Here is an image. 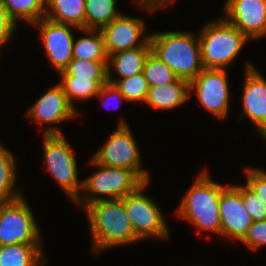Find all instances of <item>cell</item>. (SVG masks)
<instances>
[{"instance_id": "6da1fadb", "label": "cell", "mask_w": 266, "mask_h": 266, "mask_svg": "<svg viewBox=\"0 0 266 266\" xmlns=\"http://www.w3.org/2000/svg\"><path fill=\"white\" fill-rule=\"evenodd\" d=\"M93 239L92 252L140 241L133 230L122 199L98 200L83 209Z\"/></svg>"}, {"instance_id": "7a4b0ae2", "label": "cell", "mask_w": 266, "mask_h": 266, "mask_svg": "<svg viewBox=\"0 0 266 266\" xmlns=\"http://www.w3.org/2000/svg\"><path fill=\"white\" fill-rule=\"evenodd\" d=\"M226 186L214 182L208 171L201 172L182 198L177 216L190 222L198 232H213L221 236L219 201Z\"/></svg>"}, {"instance_id": "3957f363", "label": "cell", "mask_w": 266, "mask_h": 266, "mask_svg": "<svg viewBox=\"0 0 266 266\" xmlns=\"http://www.w3.org/2000/svg\"><path fill=\"white\" fill-rule=\"evenodd\" d=\"M151 52L170 67L179 79L194 80L204 68L199 36L190 32L167 31L150 34Z\"/></svg>"}, {"instance_id": "277c9868", "label": "cell", "mask_w": 266, "mask_h": 266, "mask_svg": "<svg viewBox=\"0 0 266 266\" xmlns=\"http://www.w3.org/2000/svg\"><path fill=\"white\" fill-rule=\"evenodd\" d=\"M201 61L206 69H224L230 66L250 41L240 30L224 18L210 21L199 32Z\"/></svg>"}, {"instance_id": "5b68a950", "label": "cell", "mask_w": 266, "mask_h": 266, "mask_svg": "<svg viewBox=\"0 0 266 266\" xmlns=\"http://www.w3.org/2000/svg\"><path fill=\"white\" fill-rule=\"evenodd\" d=\"M89 163L98 169L82 180V193L74 201L82 208L98 200L122 199L145 183L133 170L102 166L92 158Z\"/></svg>"}, {"instance_id": "8992f818", "label": "cell", "mask_w": 266, "mask_h": 266, "mask_svg": "<svg viewBox=\"0 0 266 266\" xmlns=\"http://www.w3.org/2000/svg\"><path fill=\"white\" fill-rule=\"evenodd\" d=\"M43 139L46 171L74 202L82 189V181H78L79 174L74 151L61 129L57 127H47L43 132Z\"/></svg>"}, {"instance_id": "52a82bcc", "label": "cell", "mask_w": 266, "mask_h": 266, "mask_svg": "<svg viewBox=\"0 0 266 266\" xmlns=\"http://www.w3.org/2000/svg\"><path fill=\"white\" fill-rule=\"evenodd\" d=\"M129 128L128 123L121 120L92 159L102 166L133 170L144 182H149L150 175L142 169L140 151Z\"/></svg>"}, {"instance_id": "ba28073f", "label": "cell", "mask_w": 266, "mask_h": 266, "mask_svg": "<svg viewBox=\"0 0 266 266\" xmlns=\"http://www.w3.org/2000/svg\"><path fill=\"white\" fill-rule=\"evenodd\" d=\"M40 228L25 199L0 202V246L42 245Z\"/></svg>"}, {"instance_id": "9c48e42d", "label": "cell", "mask_w": 266, "mask_h": 266, "mask_svg": "<svg viewBox=\"0 0 266 266\" xmlns=\"http://www.w3.org/2000/svg\"><path fill=\"white\" fill-rule=\"evenodd\" d=\"M148 184L149 182H145L122 200L134 233L139 240L147 238L166 240L169 238L170 231L162 210L155 201L143 194V189Z\"/></svg>"}, {"instance_id": "30bf717a", "label": "cell", "mask_w": 266, "mask_h": 266, "mask_svg": "<svg viewBox=\"0 0 266 266\" xmlns=\"http://www.w3.org/2000/svg\"><path fill=\"white\" fill-rule=\"evenodd\" d=\"M227 69H206L189 83V90H195L201 106L219 119H225L229 112V85Z\"/></svg>"}, {"instance_id": "8fae6325", "label": "cell", "mask_w": 266, "mask_h": 266, "mask_svg": "<svg viewBox=\"0 0 266 266\" xmlns=\"http://www.w3.org/2000/svg\"><path fill=\"white\" fill-rule=\"evenodd\" d=\"M33 26L39 27L45 54L48 56L51 65L60 73L73 59L72 48L75 36L71 32V28L77 27L57 23L46 17L35 22Z\"/></svg>"}, {"instance_id": "7c38bea8", "label": "cell", "mask_w": 266, "mask_h": 266, "mask_svg": "<svg viewBox=\"0 0 266 266\" xmlns=\"http://www.w3.org/2000/svg\"><path fill=\"white\" fill-rule=\"evenodd\" d=\"M221 236L241 240L253 223L243 203V186L228 185L220 194Z\"/></svg>"}, {"instance_id": "4fadbf2b", "label": "cell", "mask_w": 266, "mask_h": 266, "mask_svg": "<svg viewBox=\"0 0 266 266\" xmlns=\"http://www.w3.org/2000/svg\"><path fill=\"white\" fill-rule=\"evenodd\" d=\"M225 17L249 40L266 35V0H226Z\"/></svg>"}, {"instance_id": "5bb4252c", "label": "cell", "mask_w": 266, "mask_h": 266, "mask_svg": "<svg viewBox=\"0 0 266 266\" xmlns=\"http://www.w3.org/2000/svg\"><path fill=\"white\" fill-rule=\"evenodd\" d=\"M145 28L143 20L124 14L104 26L101 32L108 56L118 51L144 46L150 38V34L141 38Z\"/></svg>"}, {"instance_id": "9a60e30c", "label": "cell", "mask_w": 266, "mask_h": 266, "mask_svg": "<svg viewBox=\"0 0 266 266\" xmlns=\"http://www.w3.org/2000/svg\"><path fill=\"white\" fill-rule=\"evenodd\" d=\"M242 107L244 115L254 123L258 133L266 130V80L251 63H245Z\"/></svg>"}, {"instance_id": "2e32d148", "label": "cell", "mask_w": 266, "mask_h": 266, "mask_svg": "<svg viewBox=\"0 0 266 266\" xmlns=\"http://www.w3.org/2000/svg\"><path fill=\"white\" fill-rule=\"evenodd\" d=\"M27 115L40 124H59L77 116V109L68 101L61 84L50 88L29 108Z\"/></svg>"}, {"instance_id": "e0dca14e", "label": "cell", "mask_w": 266, "mask_h": 266, "mask_svg": "<svg viewBox=\"0 0 266 266\" xmlns=\"http://www.w3.org/2000/svg\"><path fill=\"white\" fill-rule=\"evenodd\" d=\"M151 52L150 42L144 46L131 50H122L108 56L107 81L114 84L118 79L129 78L142 73L144 63ZM118 74L119 78L113 79L112 70Z\"/></svg>"}, {"instance_id": "ac0fdd59", "label": "cell", "mask_w": 266, "mask_h": 266, "mask_svg": "<svg viewBox=\"0 0 266 266\" xmlns=\"http://www.w3.org/2000/svg\"><path fill=\"white\" fill-rule=\"evenodd\" d=\"M190 92L189 82L178 78L172 83L149 87L145 103L156 110H169L187 102Z\"/></svg>"}, {"instance_id": "d6986e66", "label": "cell", "mask_w": 266, "mask_h": 266, "mask_svg": "<svg viewBox=\"0 0 266 266\" xmlns=\"http://www.w3.org/2000/svg\"><path fill=\"white\" fill-rule=\"evenodd\" d=\"M46 8L47 19L85 29V0H46Z\"/></svg>"}, {"instance_id": "ffe728a7", "label": "cell", "mask_w": 266, "mask_h": 266, "mask_svg": "<svg viewBox=\"0 0 266 266\" xmlns=\"http://www.w3.org/2000/svg\"><path fill=\"white\" fill-rule=\"evenodd\" d=\"M45 261L42 245L0 246V266H44Z\"/></svg>"}, {"instance_id": "44dd1931", "label": "cell", "mask_w": 266, "mask_h": 266, "mask_svg": "<svg viewBox=\"0 0 266 266\" xmlns=\"http://www.w3.org/2000/svg\"><path fill=\"white\" fill-rule=\"evenodd\" d=\"M87 35L74 39L72 48L73 59H86L92 61H108L105 41L99 29H79ZM90 36H89V35Z\"/></svg>"}, {"instance_id": "7402d4cb", "label": "cell", "mask_w": 266, "mask_h": 266, "mask_svg": "<svg viewBox=\"0 0 266 266\" xmlns=\"http://www.w3.org/2000/svg\"><path fill=\"white\" fill-rule=\"evenodd\" d=\"M16 161L12 152L0 143V202H11L22 198L19 190H15Z\"/></svg>"}, {"instance_id": "603a6c76", "label": "cell", "mask_w": 266, "mask_h": 266, "mask_svg": "<svg viewBox=\"0 0 266 266\" xmlns=\"http://www.w3.org/2000/svg\"><path fill=\"white\" fill-rule=\"evenodd\" d=\"M117 0H85V29H99L111 23L122 12L116 8Z\"/></svg>"}, {"instance_id": "cb8c5ba5", "label": "cell", "mask_w": 266, "mask_h": 266, "mask_svg": "<svg viewBox=\"0 0 266 266\" xmlns=\"http://www.w3.org/2000/svg\"><path fill=\"white\" fill-rule=\"evenodd\" d=\"M61 86L69 103L75 108L76 99L87 100L99 94L100 88L106 84L107 79L78 78L77 76H61Z\"/></svg>"}, {"instance_id": "d4e9b609", "label": "cell", "mask_w": 266, "mask_h": 266, "mask_svg": "<svg viewBox=\"0 0 266 266\" xmlns=\"http://www.w3.org/2000/svg\"><path fill=\"white\" fill-rule=\"evenodd\" d=\"M2 6L17 23L19 19L33 25L45 17L46 0H0Z\"/></svg>"}, {"instance_id": "484cf974", "label": "cell", "mask_w": 266, "mask_h": 266, "mask_svg": "<svg viewBox=\"0 0 266 266\" xmlns=\"http://www.w3.org/2000/svg\"><path fill=\"white\" fill-rule=\"evenodd\" d=\"M107 64L108 61L72 59L59 74L61 76H77L78 78L107 79Z\"/></svg>"}, {"instance_id": "4316f807", "label": "cell", "mask_w": 266, "mask_h": 266, "mask_svg": "<svg viewBox=\"0 0 266 266\" xmlns=\"http://www.w3.org/2000/svg\"><path fill=\"white\" fill-rule=\"evenodd\" d=\"M142 73L149 87L165 85L178 79L176 73L152 52L145 60Z\"/></svg>"}, {"instance_id": "83f0119b", "label": "cell", "mask_w": 266, "mask_h": 266, "mask_svg": "<svg viewBox=\"0 0 266 266\" xmlns=\"http://www.w3.org/2000/svg\"><path fill=\"white\" fill-rule=\"evenodd\" d=\"M114 85L124 95L126 101L145 103L148 96L149 86L143 73L129 78L118 79Z\"/></svg>"}, {"instance_id": "f1b7e54d", "label": "cell", "mask_w": 266, "mask_h": 266, "mask_svg": "<svg viewBox=\"0 0 266 266\" xmlns=\"http://www.w3.org/2000/svg\"><path fill=\"white\" fill-rule=\"evenodd\" d=\"M243 203L253 222L266 219V203L247 185L243 186Z\"/></svg>"}, {"instance_id": "f546056e", "label": "cell", "mask_w": 266, "mask_h": 266, "mask_svg": "<svg viewBox=\"0 0 266 266\" xmlns=\"http://www.w3.org/2000/svg\"><path fill=\"white\" fill-rule=\"evenodd\" d=\"M251 250L266 245V219L261 221H254L250 227L247 228L244 237L240 240Z\"/></svg>"}, {"instance_id": "4dcf8cb0", "label": "cell", "mask_w": 266, "mask_h": 266, "mask_svg": "<svg viewBox=\"0 0 266 266\" xmlns=\"http://www.w3.org/2000/svg\"><path fill=\"white\" fill-rule=\"evenodd\" d=\"M246 185L266 203V171L259 168H245Z\"/></svg>"}, {"instance_id": "1f68e13d", "label": "cell", "mask_w": 266, "mask_h": 266, "mask_svg": "<svg viewBox=\"0 0 266 266\" xmlns=\"http://www.w3.org/2000/svg\"><path fill=\"white\" fill-rule=\"evenodd\" d=\"M16 22L10 17L0 2V48L7 44L15 32Z\"/></svg>"}, {"instance_id": "d6a6232c", "label": "cell", "mask_w": 266, "mask_h": 266, "mask_svg": "<svg viewBox=\"0 0 266 266\" xmlns=\"http://www.w3.org/2000/svg\"><path fill=\"white\" fill-rule=\"evenodd\" d=\"M96 97L101 98L103 103L106 102L107 98H111L112 100L114 98L117 102L120 103H122L123 100L126 101L124 95L117 89V87L114 84L108 82L100 88L99 94ZM115 107L117 108V106ZM112 108L114 109V106H112Z\"/></svg>"}, {"instance_id": "836d02e7", "label": "cell", "mask_w": 266, "mask_h": 266, "mask_svg": "<svg viewBox=\"0 0 266 266\" xmlns=\"http://www.w3.org/2000/svg\"><path fill=\"white\" fill-rule=\"evenodd\" d=\"M175 0H136L135 3H138L140 8L150 13L155 11L157 8L168 7Z\"/></svg>"}, {"instance_id": "e575fe53", "label": "cell", "mask_w": 266, "mask_h": 266, "mask_svg": "<svg viewBox=\"0 0 266 266\" xmlns=\"http://www.w3.org/2000/svg\"><path fill=\"white\" fill-rule=\"evenodd\" d=\"M259 135H261L263 137V139L266 140V130L260 132Z\"/></svg>"}]
</instances>
